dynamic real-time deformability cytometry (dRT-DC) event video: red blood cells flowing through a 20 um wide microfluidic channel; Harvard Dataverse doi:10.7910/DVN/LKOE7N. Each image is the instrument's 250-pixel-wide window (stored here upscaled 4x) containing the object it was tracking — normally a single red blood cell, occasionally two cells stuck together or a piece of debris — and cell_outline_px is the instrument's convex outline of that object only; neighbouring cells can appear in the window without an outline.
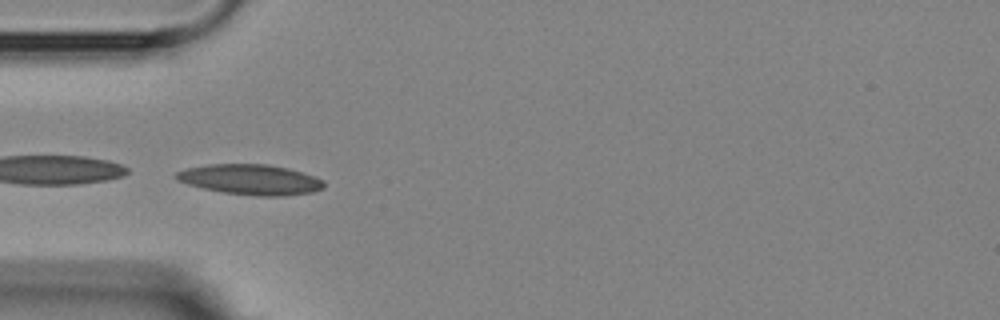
{"species": "Egyptian fruit bat (a non-hibernating species)", "species_latin": "Rousettus aegyptiacus", "temperature_condition": "room temperature", "stored_images_in_passage": 3, "camera_frame_rate_fps": 3000, "um_per_image_px": 0.085, "animal": {"sex": "female"}, "frame": {"image": 1, "passage_image": 3, "time_ms": 3.667, "image_size_px": [1000, 320], "cell_outline_px": [[324, 188], [312, 192], [280, 196], [256, 196], [224, 192], [204, 188], [188, 184], [176, 180], [172, 176], [176, 172], [188, 168], [208, 164], [268, 164], [288, 168], [324, 180]], "centroid_in_image_um": [21.27, 15.26], "position_along_channel_um": 63.7, "area_um2": 25.95}}